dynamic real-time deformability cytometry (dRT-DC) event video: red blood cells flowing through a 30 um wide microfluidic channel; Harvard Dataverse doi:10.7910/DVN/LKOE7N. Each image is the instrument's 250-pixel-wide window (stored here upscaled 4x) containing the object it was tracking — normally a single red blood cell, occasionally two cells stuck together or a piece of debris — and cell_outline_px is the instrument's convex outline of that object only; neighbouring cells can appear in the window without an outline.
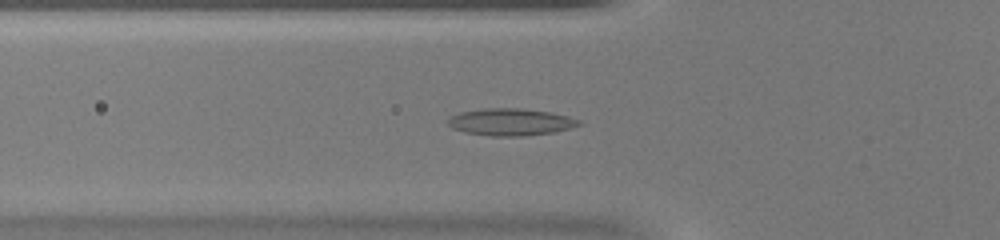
{"species": "common noctule bat (a hibernating species)", "species_latin": "Nyctalus noctula", "temperature_condition": "warm", "stored_images_in_passage": 33, "camera_frame_rate_fps": 3000, "um_per_image_px": 0.085, "animal": {"sex": "female", "body_mass_g": 20.0, "forearm_length_mm": 54.0}, "frame": {"image": 1, "passage_image": 3, "time_ms": 0.667, "image_size_px": [1000, 240], "cell_outline_px": [[584, 124], [552, 132], [524, 136], [492, 136], [464, 132], [452, 128], [448, 124], [448, 116], [460, 112], [484, 108], [520, 108], [548, 112], [568, 116], [580, 120]], "centroid_in_image_um": [43.37, 10.37], "position_along_channel_um": 82.4, "area_um2": 20.63}}
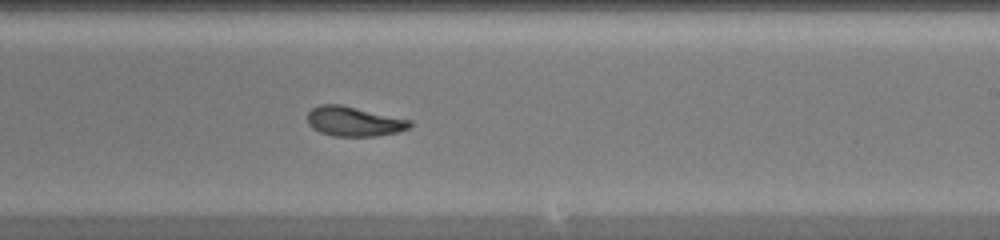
{"frame": {"image": 2, "passage_image": 15, "time_ms": 4.667, "image_size_px": [1000, 240], "cell_outline_px": [[412, 124], [408, 128], [396, 132], [376, 136], [332, 136], [320, 132], [312, 128], [308, 124], [308, 112], [312, 108], [320, 104], [340, 104], [412, 120]], "centroid_in_image_um": [30.06, 10.32], "position_along_channel_um": 258.9, "area_um2": 17.69}}
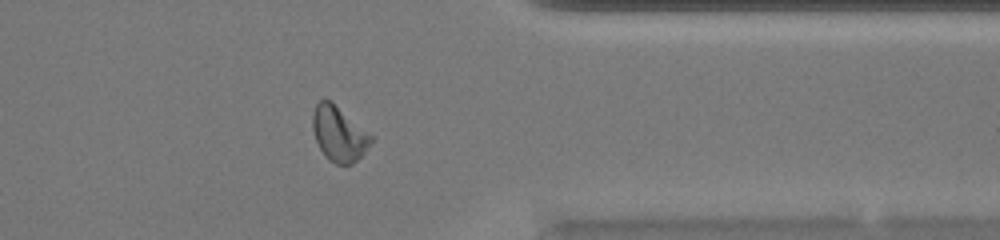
{"frame": {"image": 3, "passage_image": 24, "time_ms": 7.667, "image_size_px": [1000, 240], "cell_outline_px": [[372, 140], [364, 152], [352, 164], [336, 164], [328, 160], [320, 148], [316, 140], [312, 128], [312, 112], [316, 104], [320, 100], [332, 100], [372, 136]], "centroid_in_image_um": [28.77, 11.35], "position_along_channel_um": 382.6, "area_um2": 18.55}}